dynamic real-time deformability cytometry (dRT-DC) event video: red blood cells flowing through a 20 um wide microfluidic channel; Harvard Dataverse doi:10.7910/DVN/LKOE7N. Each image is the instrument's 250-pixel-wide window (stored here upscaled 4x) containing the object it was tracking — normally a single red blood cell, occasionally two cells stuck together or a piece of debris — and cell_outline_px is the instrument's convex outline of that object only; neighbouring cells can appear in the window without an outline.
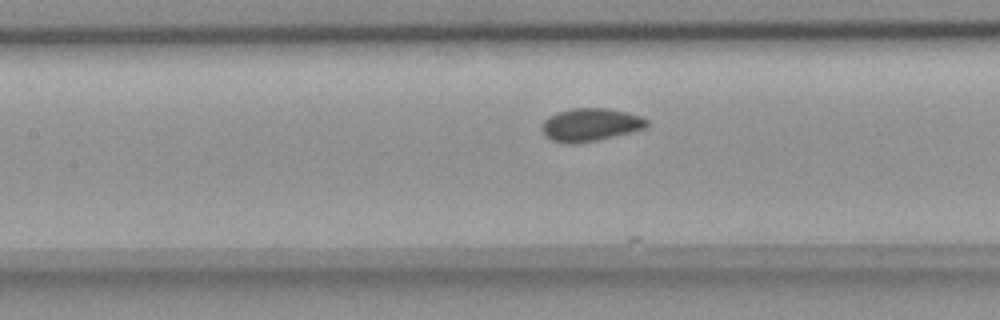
{"species": "common noctule bat (a hibernating species)", "species_latin": "Nyctalus noctula", "temperature_condition": "room temperature", "stored_images_in_passage": 15, "camera_frame_rate_fps": 3000, "um_per_image_px": 0.085, "animal": {"sex": "female", "body_mass_g": 18.4}, "frame": {"image": 1, "passage_image": 11, "time_ms": 3.333, "image_size_px": [1000, 320], "cell_outline_px": [[648, 124], [644, 128], [596, 140], [576, 144], [568, 144], [552, 140], [544, 136], [540, 128], [544, 120], [548, 116], [556, 112], [572, 108], [608, 108], [628, 112], [644, 116], [648, 120]], "centroid_in_image_um": [50.15, 10.59], "position_along_channel_um": 157.3, "area_um2": 20.29}}